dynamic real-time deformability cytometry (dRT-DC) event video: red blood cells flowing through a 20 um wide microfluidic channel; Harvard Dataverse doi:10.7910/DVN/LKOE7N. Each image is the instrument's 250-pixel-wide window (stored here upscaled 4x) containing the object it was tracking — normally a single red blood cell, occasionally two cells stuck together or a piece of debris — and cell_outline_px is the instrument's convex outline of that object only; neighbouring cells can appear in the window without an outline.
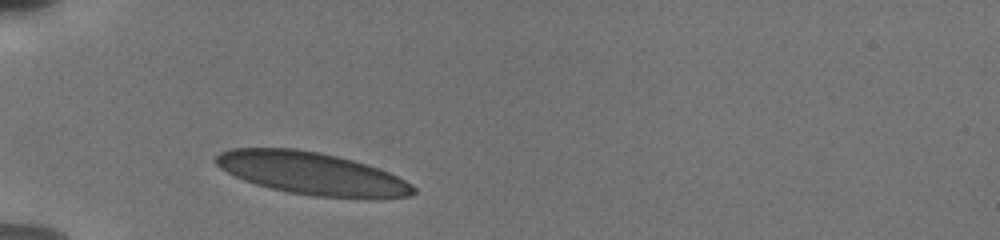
{"species": "human", "species_latin": "Homo sapiens", "temperature_condition": "cold", "stored_images_in_passage": 68, "camera_frame_rate_fps": 3000, "um_per_image_px": 0.085, "donor": {"sex": "male"}, "frame": {"image": 1, "passage_image": 1, "time_ms": 0.0, "image_size_px": [1000, 240], "cell_outline_px": [[416, 192], [412, 196], [316, 196], [288, 192], [256, 184], [244, 180], [220, 168], [212, 160], [220, 152], [228, 148], [296, 148], [320, 152], [368, 164], [388, 172], [412, 184], [416, 188]], "centroid_in_image_um": [26.42, 14.7], "position_along_channel_um": 58.6, "area_um2": 47.97}}
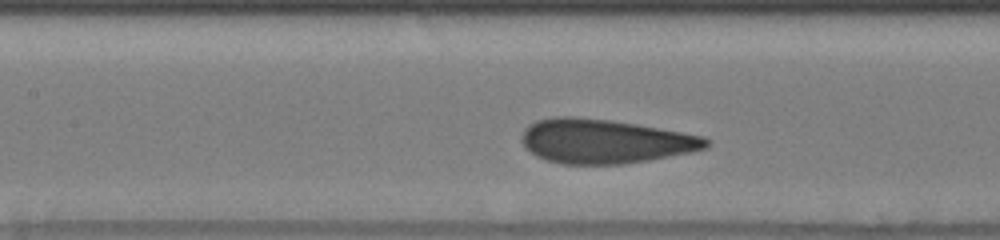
{"frame": {"image": 2, "passage_image": 19, "time_ms": 3.0, "image_size_px": [1000, 240], "cell_outline_px": [[712, 140], [708, 148], [648, 160], [624, 164], [560, 164], [536, 156], [524, 148], [520, 140], [524, 128], [528, 124], [536, 120], [556, 116], [572, 116], [612, 120], [636, 124], [704, 136]], "centroid_in_image_um": [51.37, 12.0], "position_along_channel_um": 156.0, "area_um2": 47.8}}
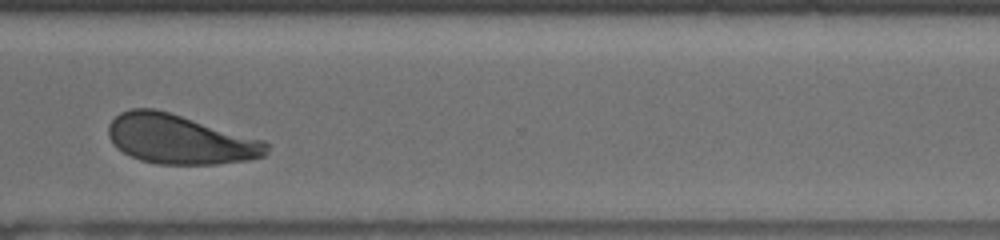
{"frame": {"image": 3, "passage_image": 67, "time_ms": 8.333, "image_size_px": [1000, 240], "cell_outline_px": [[268, 152], [264, 156], [248, 160], [216, 164], [156, 164], [140, 160], [116, 148], [112, 144], [108, 136], [108, 124], [120, 112], [132, 108], [156, 108], [264, 140], [268, 144]], "centroid_in_image_um": [15.27, 11.84], "position_along_channel_um": 355.3, "area_um2": 45.6}}